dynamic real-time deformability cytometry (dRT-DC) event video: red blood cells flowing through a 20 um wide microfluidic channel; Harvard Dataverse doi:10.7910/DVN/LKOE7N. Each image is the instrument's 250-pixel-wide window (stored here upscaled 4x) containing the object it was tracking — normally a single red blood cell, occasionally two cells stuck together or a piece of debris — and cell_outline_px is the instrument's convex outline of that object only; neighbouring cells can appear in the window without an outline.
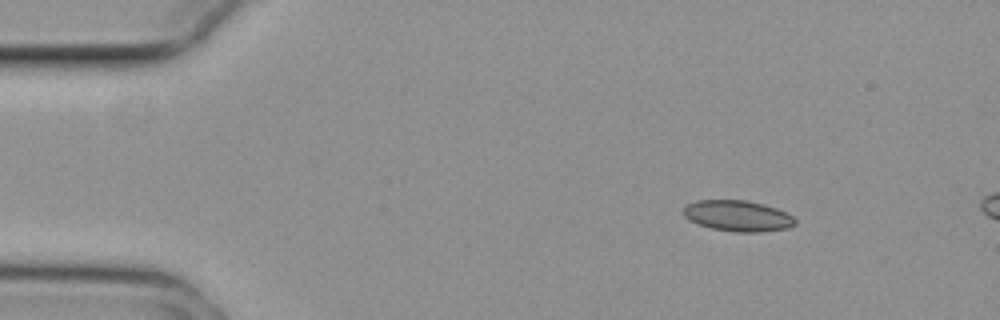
{"species": "common noctule bat (a hibernating species)", "species_latin": "Nyctalus noctula", "temperature_condition": "cold", "stored_images_in_passage": 8, "camera_frame_rate_fps": 3000, "um_per_image_px": 0.085, "animal": {"sex": "female", "body_mass_g": 29.2, "forearm_length_mm": 56.3}, "frame": {"image": 1, "passage_image": 1, "time_ms": 0.0, "image_size_px": [1000, 320], "cell_outline_px": [[796, 224], [788, 228], [760, 232], [736, 232], [712, 228], [688, 220], [680, 212], [688, 204], [696, 200], [748, 200], [764, 204], [776, 208], [792, 216], [796, 220]], "centroid_in_image_um": [62.69, 18.34], "position_along_channel_um": 22.3, "area_um2": 20.17}}